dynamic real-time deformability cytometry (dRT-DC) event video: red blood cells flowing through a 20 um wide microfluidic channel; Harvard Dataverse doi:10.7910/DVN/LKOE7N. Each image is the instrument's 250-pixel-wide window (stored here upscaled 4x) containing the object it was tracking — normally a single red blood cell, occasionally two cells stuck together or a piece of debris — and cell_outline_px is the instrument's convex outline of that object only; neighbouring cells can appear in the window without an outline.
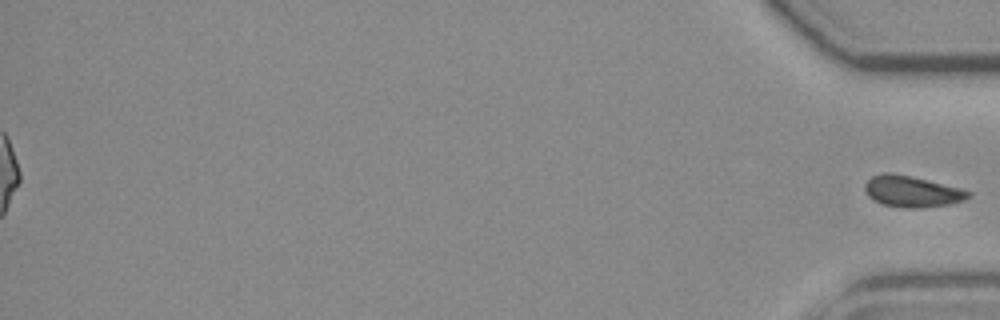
{"species": "common noctule bat (a hibernating species)", "species_latin": "Nyctalus noctula", "temperature_condition": "room temperature", "stored_images_in_passage": 53, "segment_of_instrument_passage": [2, 2], "camera_frame_rate_fps": 3000, "um_per_image_px": 0.085, "animal": {"sex": "female", "body_mass_g": 19.3, "forearm_length_mm": 54.1}, "frame": {"image": 1, "passage_image": 53, "time_ms": 17.333, "image_size_px": [1000, 320], "cell_outline_px": [[972, 192], [964, 200], [948, 204], [920, 208], [904, 208], [884, 204], [872, 200], [864, 192], [864, 184], [872, 176], [884, 172], [892, 172], [912, 176], [964, 188]], "centroid_in_image_um": [77.5, 16.26], "position_along_channel_um": 357.7, "area_um2": 19.07}}